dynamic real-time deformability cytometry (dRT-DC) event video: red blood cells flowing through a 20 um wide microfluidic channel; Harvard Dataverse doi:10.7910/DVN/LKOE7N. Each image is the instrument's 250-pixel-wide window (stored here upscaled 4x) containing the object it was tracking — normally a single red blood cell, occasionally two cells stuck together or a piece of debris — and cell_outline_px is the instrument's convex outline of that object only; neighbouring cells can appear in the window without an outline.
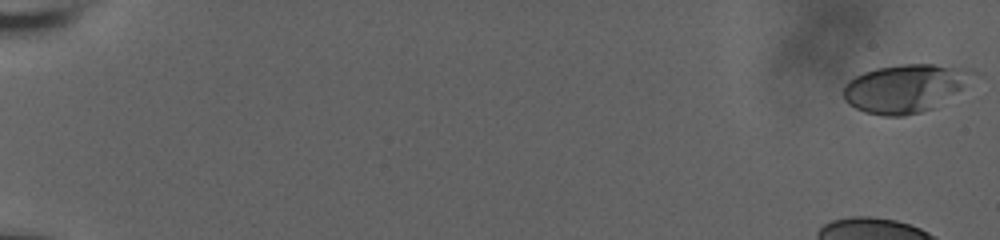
{"species": "human", "species_latin": "Homo sapiens", "temperature_condition": "room temperature", "stored_images_in_passage": 53, "camera_frame_rate_fps": 3000, "um_per_image_px": 0.085, "donor": {"sex": "male"}, "frame": {"image": 1, "passage_image": 1, "time_ms": 0.0, "image_size_px": [1000, 240], "cell_outline_px": [[976, 72], [960, 88], [936, 108], [904, 116], [884, 116], [864, 112], [848, 104], [844, 100], [844, 84], [848, 80], [864, 72], [876, 68], [900, 64], [936, 64], [972, 68]], "centroid_in_image_um": [76.9, 7.5], "position_along_channel_um": 8.1, "area_um2": 36.3}}